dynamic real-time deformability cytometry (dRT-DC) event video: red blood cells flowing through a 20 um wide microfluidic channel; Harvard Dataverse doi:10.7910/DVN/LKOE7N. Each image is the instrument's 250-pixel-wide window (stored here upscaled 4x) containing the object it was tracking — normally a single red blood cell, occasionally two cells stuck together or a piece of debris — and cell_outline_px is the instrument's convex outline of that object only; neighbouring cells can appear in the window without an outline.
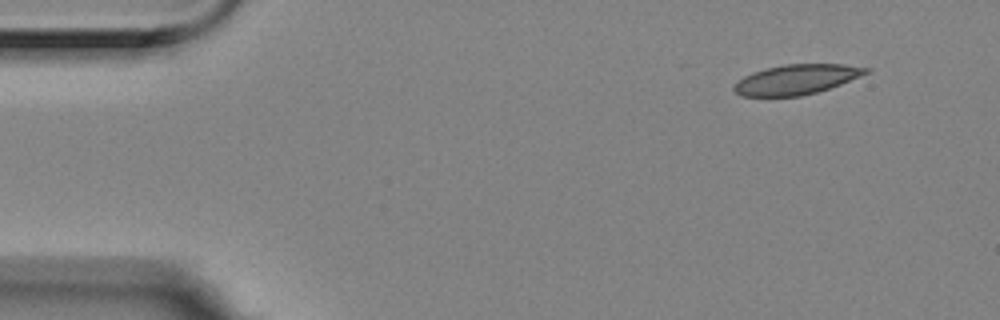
{"species": "Egyptian fruit bat (a non-hibernating species)", "species_latin": "Rousettus aegyptiacus", "temperature_condition": "room temperature", "stored_images_in_passage": 5, "camera_frame_rate_fps": 3000, "um_per_image_px": 0.085, "animal": {"sex": "female"}, "frame": {"image": 1, "passage_image": 1, "time_ms": 0.0, "image_size_px": [1000, 320], "cell_outline_px": [[872, 72], [840, 84], [816, 92], [800, 96], [740, 96], [732, 88], [744, 76], [752, 72], [764, 68], [784, 64], [844, 64], [872, 68]], "centroid_in_image_um": [67.74, 6.74], "position_along_channel_um": 17.3, "area_um2": 23.0}}